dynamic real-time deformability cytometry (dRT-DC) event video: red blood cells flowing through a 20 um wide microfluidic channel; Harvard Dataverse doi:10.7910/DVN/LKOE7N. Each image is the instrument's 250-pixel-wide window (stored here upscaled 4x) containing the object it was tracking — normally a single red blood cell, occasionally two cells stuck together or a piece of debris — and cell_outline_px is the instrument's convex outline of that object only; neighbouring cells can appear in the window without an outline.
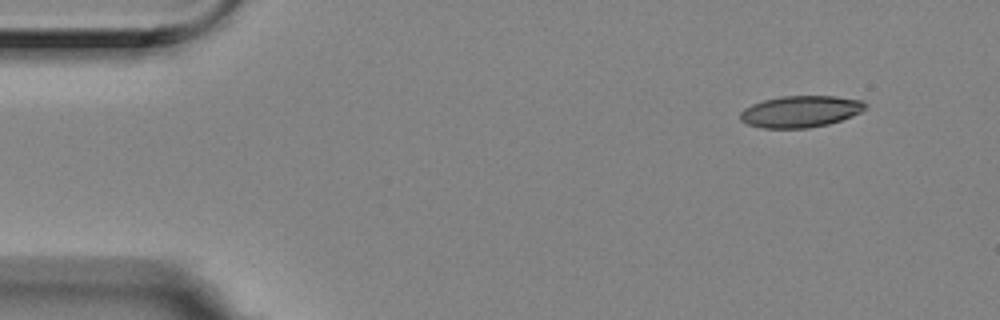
{"species": "Egyptian fruit bat (a non-hibernating species)", "species_latin": "Rousettus aegyptiacus", "temperature_condition": "room temperature", "stored_images_in_passage": 4, "camera_frame_rate_fps": 3000, "um_per_image_px": 0.085, "animal": {"sex": "female"}, "frame": {"image": 1, "passage_image": 1, "time_ms": 0.0, "image_size_px": [1000, 320], "cell_outline_px": [[868, 108], [852, 116], [828, 124], [808, 128], [764, 128], [748, 124], [740, 120], [740, 112], [744, 108], [752, 104], [764, 100], [780, 96], [836, 96], [864, 100], [868, 104]], "centroid_in_image_um": [68.08, 9.47], "position_along_channel_um": 16.9, "area_um2": 23.18}}
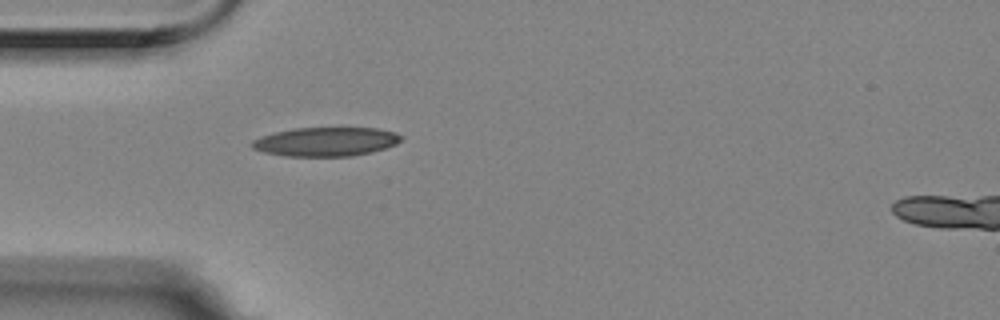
{"frame": {"image": 2, "passage_image": 4, "time_ms": 1.0, "image_size_px": [1000, 320], "cell_outline_px": [[404, 136], [396, 144], [372, 152], [352, 156], [284, 156], [264, 152], [252, 148], [248, 144], [252, 140], [260, 136], [292, 128], [376, 128], [396, 132]], "centroid_in_image_um": [27.67, 12.04], "position_along_channel_um": 57.3, "area_um2": 25.32}}